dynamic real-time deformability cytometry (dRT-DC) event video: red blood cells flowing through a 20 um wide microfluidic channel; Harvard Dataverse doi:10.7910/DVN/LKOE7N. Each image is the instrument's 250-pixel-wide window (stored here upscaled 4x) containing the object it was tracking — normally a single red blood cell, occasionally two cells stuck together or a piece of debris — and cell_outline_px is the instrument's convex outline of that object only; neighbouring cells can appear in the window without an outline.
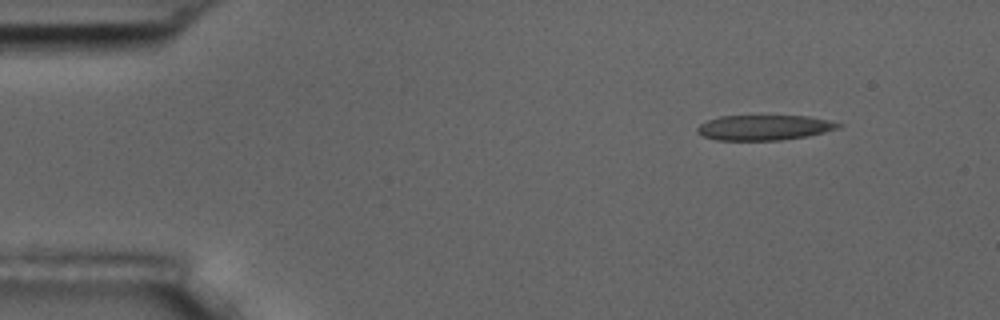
{"species": "common noctule bat (a hibernating species)", "species_latin": "Nyctalus noctula", "temperature_condition": "room temperature", "stored_images_in_passage": 7, "camera_frame_rate_fps": 3000, "um_per_image_px": 0.085, "animal": {"sex": "male", "body_mass_g": 17.5, "forearm_length_mm": 52.3}, "frame": {"image": 1, "passage_image": 1, "time_ms": 0.0, "image_size_px": [1000, 320], "cell_outline_px": [[844, 124], [840, 128], [808, 136], [780, 140], [716, 140], [704, 136], [696, 132], [696, 128], [700, 124], [708, 120], [720, 116], [808, 116], [828, 120]], "centroid_in_image_um": [64.97, 10.84], "position_along_channel_um": 20.0, "area_um2": 20.69}}
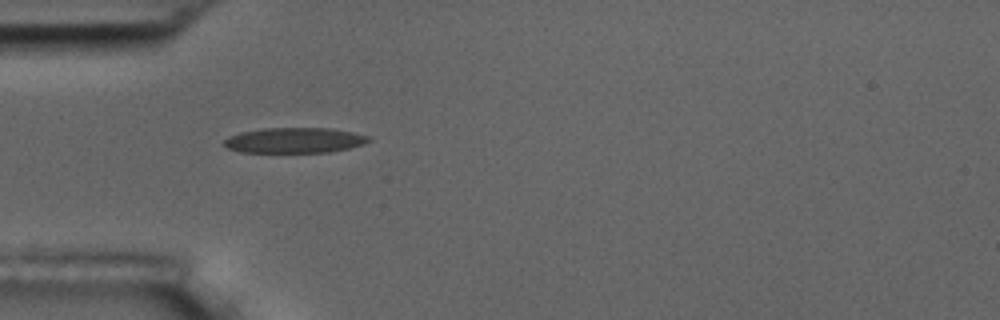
{"frame": {"image": 2, "passage_image": 4, "time_ms": 3.333, "image_size_px": [1000, 320], "cell_outline_px": [[372, 140], [364, 144], [348, 148], [328, 152], [240, 152], [228, 148], [224, 144], [224, 140], [228, 136], [240, 132], [264, 128], [332, 128], [352, 132], [368, 136]], "centroid_in_image_um": [25.03, 11.92], "position_along_channel_um": 60.0, "area_um2": 21.33}}
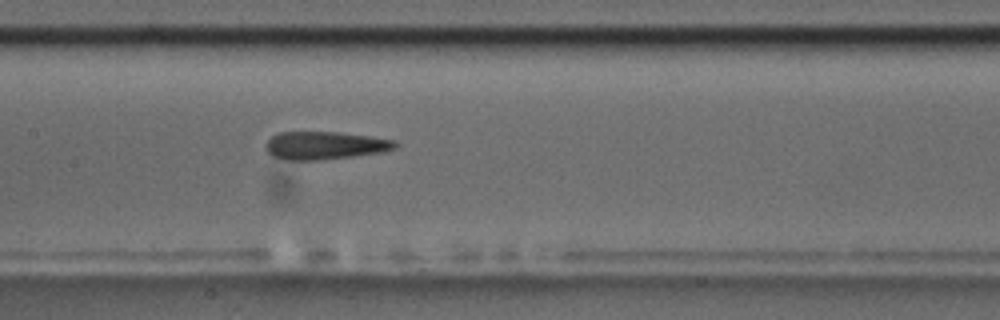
{"frame": {"image": 3, "passage_image": 7, "time_ms": 6.667, "image_size_px": [1000, 320], "cell_outline_px": [[400, 144], [396, 148], [380, 152], [352, 156], [320, 160], [288, 160], [272, 156], [264, 148], [264, 144], [272, 136], [280, 132], [336, 132], [368, 136], [396, 140]], "centroid_in_image_um": [27.6, 12.36], "position_along_channel_um": 179.8, "area_um2": 21.04}}